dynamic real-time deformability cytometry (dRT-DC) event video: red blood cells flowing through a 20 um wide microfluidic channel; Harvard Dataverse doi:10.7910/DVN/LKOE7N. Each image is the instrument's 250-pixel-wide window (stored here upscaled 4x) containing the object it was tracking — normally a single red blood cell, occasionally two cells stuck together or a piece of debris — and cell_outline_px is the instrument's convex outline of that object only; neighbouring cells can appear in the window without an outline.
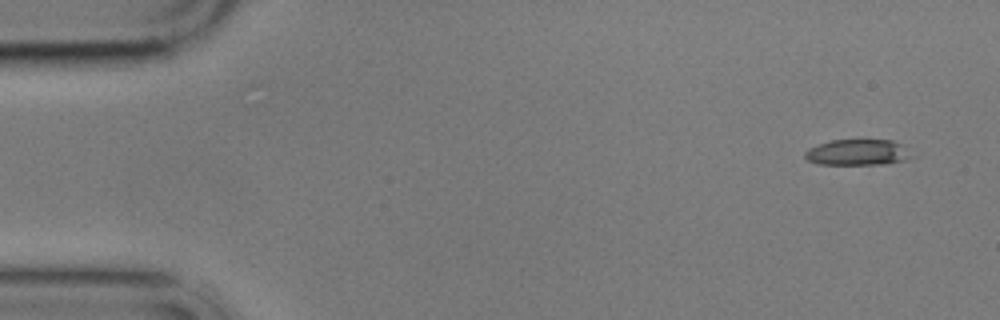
{"species": "common noctule bat (a hibernating species)", "species_latin": "Nyctalus noctula", "temperature_condition": "cold", "stored_images_in_passage": 4, "camera_frame_rate_fps": 3000, "um_per_image_px": 0.085, "animal": {"sex": "male", "body_mass_g": 17.9}, "frame": {"image": 1, "passage_image": 1, "time_ms": 0.0, "image_size_px": [1000, 320], "cell_outline_px": [[916, 156], [908, 160], [884, 164], [820, 164], [808, 160], [804, 156], [804, 152], [808, 148], [832, 140], [892, 140], [900, 144]], "centroid_in_image_um": [72.94, 12.96], "position_along_channel_um": 12.1, "area_um2": 16.13}}
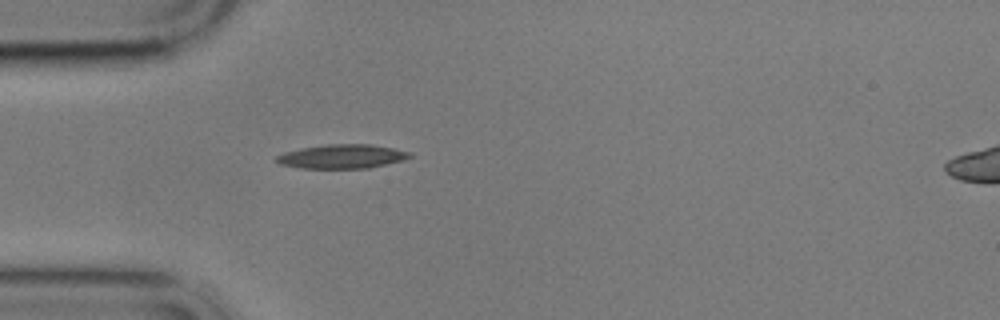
{"frame": {"image": 2, "passage_image": 4, "time_ms": 4.333, "image_size_px": [1000, 320], "cell_outline_px": [[412, 156], [404, 160], [368, 168], [300, 168], [280, 164], [272, 160], [276, 156], [284, 152], [300, 148], [328, 144], [372, 144], [412, 152]], "centroid_in_image_um": [29.05, 13.29], "position_along_channel_um": 56.0, "area_um2": 18.79}}